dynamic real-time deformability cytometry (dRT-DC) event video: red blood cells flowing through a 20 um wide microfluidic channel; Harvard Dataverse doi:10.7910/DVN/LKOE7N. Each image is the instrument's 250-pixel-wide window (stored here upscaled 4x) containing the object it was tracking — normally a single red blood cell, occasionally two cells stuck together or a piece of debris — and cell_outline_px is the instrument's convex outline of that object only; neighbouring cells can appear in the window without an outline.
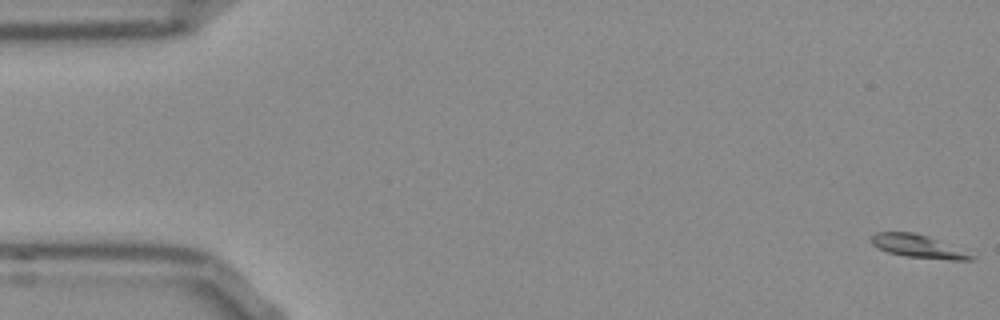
{"species": "Egyptian fruit bat (a non-hibernating species)", "species_latin": "Rousettus aegyptiacus", "temperature_condition": "room temperature", "stored_images_in_passage": 54, "camera_frame_rate_fps": 3000, "um_per_image_px": 0.085, "frame": {"image": 1, "passage_image": 1, "time_ms": 0.0, "image_size_px": [1000, 320], "cell_outline_px": [[976, 256], [972, 260], [948, 260], [904, 256], [888, 252], [876, 248], [872, 244], [872, 236], [876, 232], [912, 232], [928, 236]], "centroid_in_image_um": [78.01, 20.94], "position_along_channel_um": 7.0, "area_um2": 13.24}}
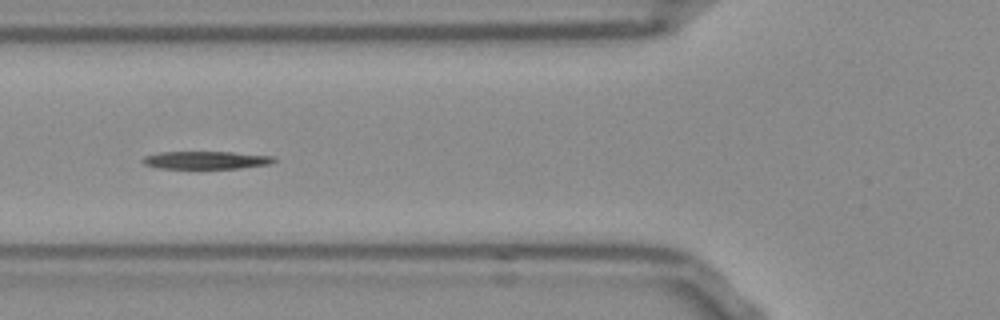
{"frame": {"image": 2, "passage_image": 20, "time_ms": 6.333, "image_size_px": [1000, 320], "cell_outline_px": [[276, 160], [268, 164], [240, 168], [160, 168], [144, 164], [140, 160], [144, 156], [160, 152], [232, 152], [272, 156]], "centroid_in_image_um": [17.47, 13.6], "position_along_channel_um": 108.3, "area_um2": 13.41}}
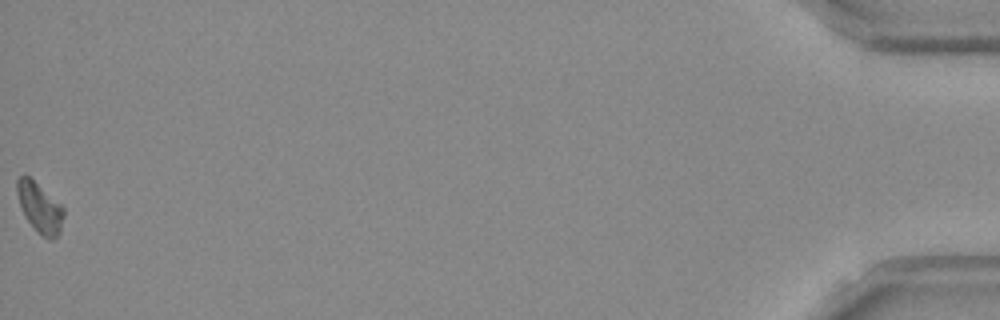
{"frame": {"image": 3, "passage_image": 54, "time_ms": 17.667, "image_size_px": [1000, 320], "cell_outline_px": [[64, 216], [60, 232], [52, 240], [48, 240], [24, 216], [16, 192], [16, 180], [20, 176], [28, 176], [60, 204], [64, 208]], "centroid_in_image_um": [3.38, 17.65], "position_along_channel_um": 431.8, "area_um2": 13.18}, "authors_computed_cell_mechanics": {"area_um2": 14.0743, "velocity_mm_per_s": 3.7815, "shape_relaxation_time_tau1_ms": 6.2443, "shape_relaxation_time_tau2_ms": null, "deformation_change_tau1": 0.2072, "deformation_change_tau2": null}}